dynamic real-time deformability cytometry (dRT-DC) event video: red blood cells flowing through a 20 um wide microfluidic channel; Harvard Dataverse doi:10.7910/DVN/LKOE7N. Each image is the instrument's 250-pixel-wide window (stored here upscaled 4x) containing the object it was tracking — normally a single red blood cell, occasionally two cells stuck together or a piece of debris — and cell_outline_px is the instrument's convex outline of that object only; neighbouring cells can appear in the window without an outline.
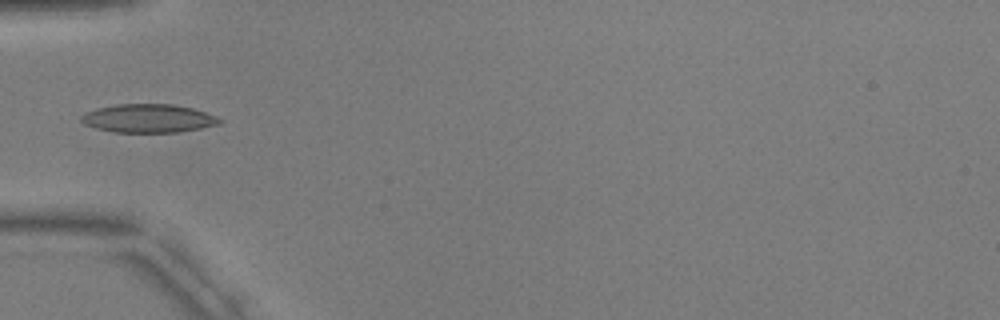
{"species": "common noctule bat (a hibernating species)", "species_latin": "Nyctalus noctula", "temperature_condition": "warm", "stored_images_in_passage": 7, "camera_frame_rate_fps": 3000, "um_per_image_px": 0.085, "animal": {"sex": "male", "body_mass_g": 17.9, "forearm_length_mm": 54.2}, "frame": {"image": 1, "passage_image": 6, "time_ms": 6.0, "image_size_px": [1000, 320], "cell_outline_px": [[224, 120], [220, 124], [200, 128], [176, 132], [112, 132], [96, 128], [84, 124], [80, 120], [80, 116], [88, 112], [100, 108], [116, 104], [172, 104], [192, 108], [216, 116]], "centroid_in_image_um": [12.62, 10.06], "position_along_channel_um": 72.4, "area_um2": 22.77}}
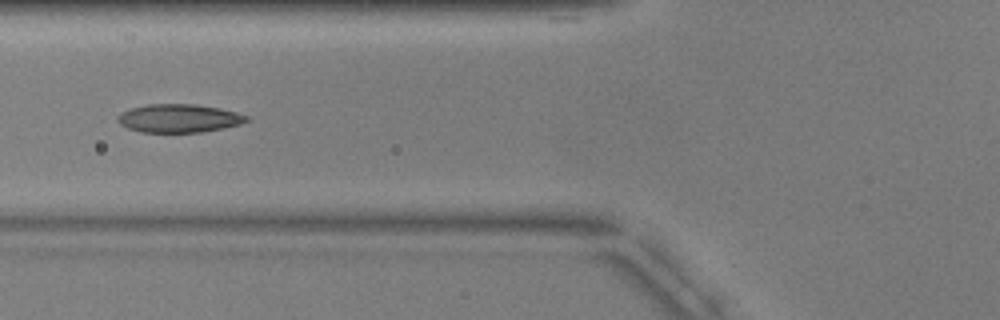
{"frame": {"image": 2, "passage_image": 7, "time_ms": 7.0, "image_size_px": [1000, 320], "cell_outline_px": [[252, 120], [240, 124], [224, 128], [204, 132], [140, 132], [128, 128], [120, 124], [116, 120], [120, 112], [128, 108], [148, 104], [196, 104], [220, 108], [236, 112], [248, 116]], "centroid_in_image_um": [15.21, 10.05], "position_along_channel_um": 110.6, "area_um2": 21.56}}